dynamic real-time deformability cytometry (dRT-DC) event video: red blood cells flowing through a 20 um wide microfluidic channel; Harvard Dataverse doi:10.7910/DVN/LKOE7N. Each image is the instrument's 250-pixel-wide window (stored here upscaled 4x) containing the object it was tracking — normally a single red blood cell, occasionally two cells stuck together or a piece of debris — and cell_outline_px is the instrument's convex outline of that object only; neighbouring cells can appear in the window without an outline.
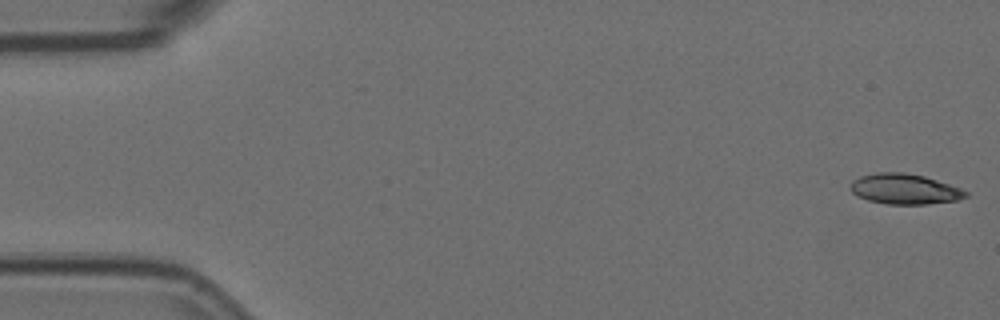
{"species": "Egyptian fruit bat (a non-hibernating species)", "species_latin": "Rousettus aegyptiacus", "temperature_condition": "room temperature", "stored_images_in_passage": 11, "camera_frame_rate_fps": 3000, "um_per_image_px": 0.085, "animal": {"sex": "female"}, "frame": {"image": 1, "passage_image": 1, "time_ms": 0.0, "image_size_px": [1000, 320], "cell_outline_px": [[968, 196], [956, 200], [928, 204], [888, 204], [868, 200], [856, 196], [848, 188], [852, 180], [860, 176], [876, 172], [904, 172], [924, 176], [960, 188], [968, 192]], "centroid_in_image_um": [76.84, 16.06], "position_along_channel_um": 8.2, "area_um2": 20.46}}
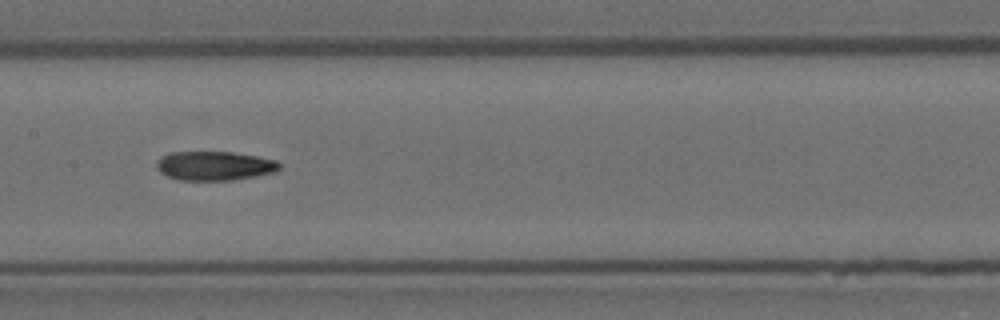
{"frame": {"image": 2, "passage_image": 8, "time_ms": 2.333, "image_size_px": [1000, 320], "cell_outline_px": [[280, 168], [276, 172], [256, 176], [232, 180], [180, 180], [168, 176], [160, 172], [156, 168], [156, 164], [164, 156], [172, 152], [232, 152], [256, 156], [276, 160], [280, 164]], "centroid_in_image_um": [18.27, 14.1], "position_along_channel_um": 189.1, "area_um2": 20.69}}
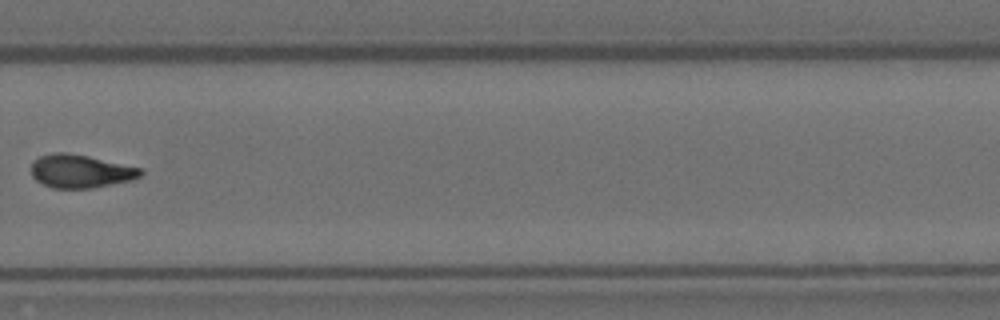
{"frame": {"image": 3, "passage_image": 11, "time_ms": 3.333, "image_size_px": [1000, 320], "cell_outline_px": [[144, 172], [140, 176], [132, 180], [92, 188], [52, 188], [36, 180], [32, 176], [32, 160], [40, 156], [56, 152], [64, 152], [88, 156], [140, 168]], "centroid_in_image_um": [6.82, 14.55], "position_along_channel_um": 323.0, "area_um2": 21.04}}